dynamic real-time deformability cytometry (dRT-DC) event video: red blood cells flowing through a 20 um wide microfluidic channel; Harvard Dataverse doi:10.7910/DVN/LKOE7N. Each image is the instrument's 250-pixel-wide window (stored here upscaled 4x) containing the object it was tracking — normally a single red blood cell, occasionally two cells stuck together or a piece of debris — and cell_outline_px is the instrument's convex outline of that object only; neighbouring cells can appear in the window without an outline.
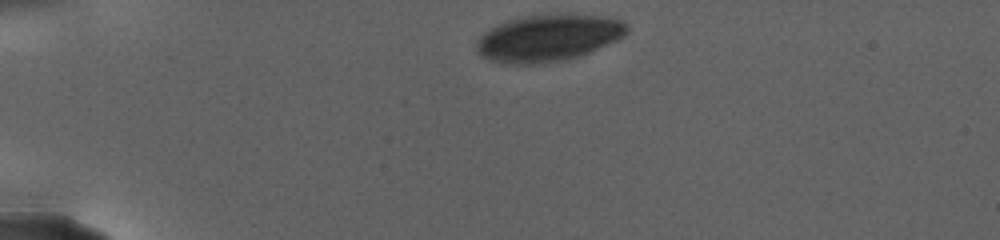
{"species": "human", "species_latin": "Homo sapiens", "temperature_condition": "warm", "stored_images_in_passage": 36, "camera_frame_rate_fps": 3000, "um_per_image_px": 0.085, "donor": {"sex": "female"}, "frame": {"image": 1, "passage_image": 1, "time_ms": 0.0, "image_size_px": [1000, 240], "cell_outline_px": [[628, 32], [624, 36], [616, 40], [580, 56], [564, 60], [532, 64], [504, 64], [488, 60], [480, 56], [476, 52], [476, 40], [488, 28], [496, 24], [508, 20], [528, 16], [608, 16], [620, 20], [628, 24]], "centroid_in_image_um": [46.54, 3.26], "position_along_channel_um": 38.5, "area_um2": 40.69}}
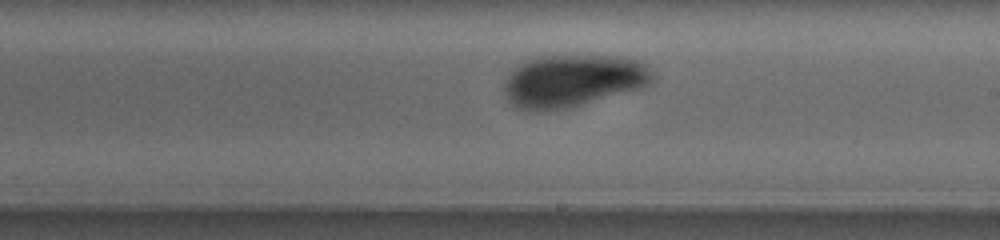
{"frame": {"image": 2, "passage_image": 20, "time_ms": 10.667, "image_size_px": [1000, 240], "cell_outline_px": [[656, 80], [652, 84], [640, 88], [580, 104], [564, 108], [540, 112], [528, 112], [516, 108], [508, 100], [504, 92], [504, 84], [508, 76], [516, 64], [540, 56], [620, 56], [636, 60], [652, 68], [656, 72]], "centroid_in_image_um": [48.7, 6.86], "position_along_channel_um": 240.3, "area_um2": 45.55}}
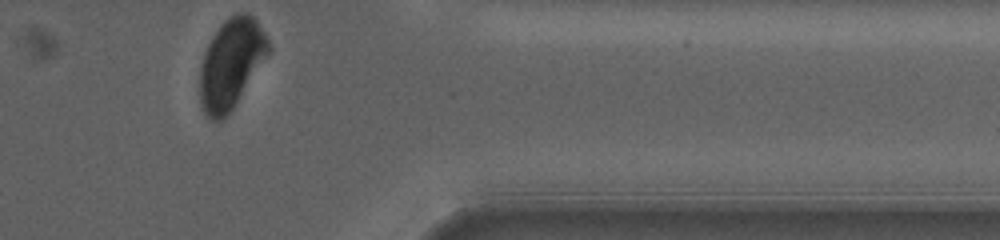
{"frame": {"image": 3, "passage_image": 36, "time_ms": 17.333, "image_size_px": [1000, 240], "cell_outline_px": [[272, 48], [232, 108], [220, 120], [212, 120], [204, 112], [200, 100], [200, 68], [204, 52], [212, 36], [220, 24], [224, 20], [236, 12], [248, 12], [256, 20], [264, 32]], "centroid_in_image_um": [19.64, 5.34], "position_along_channel_um": 391.8, "area_um2": 35.32}, "authors_computed_cell_mechanics": {"area_um2": 44.0147, "velocity_mm_per_s": 2.4533, "shape_relaxation_time_tau1_ms": 4.3659, "shape_relaxation_time_tau2_ms": 2.0909, "deformation_change_tau1": 0.1058, "deformation_change_tau2": 0.0349}}